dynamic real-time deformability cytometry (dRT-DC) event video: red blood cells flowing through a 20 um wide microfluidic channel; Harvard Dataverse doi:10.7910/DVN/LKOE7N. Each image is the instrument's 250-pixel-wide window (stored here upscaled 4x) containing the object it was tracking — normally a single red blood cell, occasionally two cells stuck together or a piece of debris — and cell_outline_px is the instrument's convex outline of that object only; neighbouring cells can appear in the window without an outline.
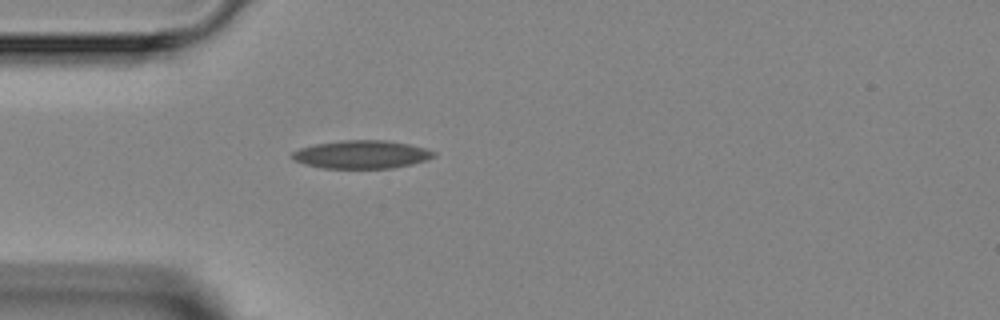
{"species": "Egyptian fruit bat (a non-hibernating species)", "species_latin": "Rousettus aegyptiacus", "temperature_condition": "room temperature", "stored_images_in_passage": 2, "camera_frame_rate_fps": 3000, "um_per_image_px": 0.085, "animal": {"sex": "female"}, "frame": {"image": 1, "passage_image": 2, "time_ms": 1.333, "image_size_px": [1000, 320], "cell_outline_px": [[436, 156], [428, 160], [412, 164], [392, 168], [324, 168], [304, 164], [296, 160], [292, 156], [292, 152], [300, 148], [316, 144], [340, 140], [384, 140], [408, 144], [424, 148], [436, 152]], "centroid_in_image_um": [30.77, 13.13], "position_along_channel_um": 54.2, "area_um2": 23.12}}